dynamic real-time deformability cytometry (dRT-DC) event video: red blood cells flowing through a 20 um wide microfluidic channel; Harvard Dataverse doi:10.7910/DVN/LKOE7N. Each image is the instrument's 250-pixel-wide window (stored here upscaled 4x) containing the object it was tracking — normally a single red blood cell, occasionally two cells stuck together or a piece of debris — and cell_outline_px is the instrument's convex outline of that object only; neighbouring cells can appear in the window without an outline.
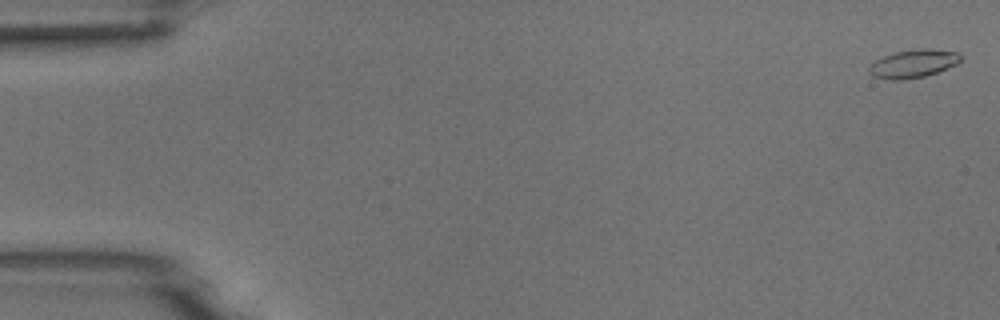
{"species": "common noctule bat (a hibernating species)", "species_latin": "Nyctalus noctula", "temperature_condition": "room temperature", "stored_images_in_passage": 5, "camera_frame_rate_fps": 3000, "um_per_image_px": 0.085, "animal": {"sex": "male", "body_mass_g": 18.8}, "frame": {"image": 1, "passage_image": 1, "time_ms": 0.0, "image_size_px": [1000, 320], "cell_outline_px": [[960, 60], [956, 64], [948, 68], [924, 76], [900, 80], [892, 80], [872, 76], [868, 72], [868, 68], [876, 60], [884, 56], [896, 52], [912, 48], [924, 48], [960, 52]], "centroid_in_image_um": [77.62, 5.4], "position_along_channel_um": 7.4, "area_um2": 14.97}}
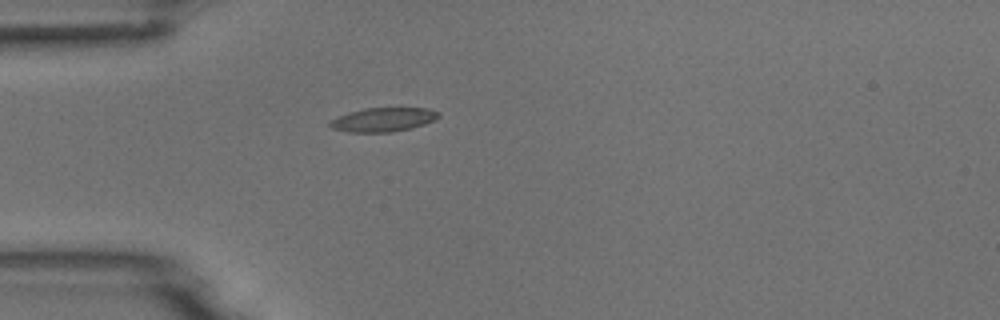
{"frame": {"image": 2, "passage_image": 5, "time_ms": 4.667, "image_size_px": [1000, 320], "cell_outline_px": [[440, 116], [436, 120], [424, 124], [392, 132], [348, 132], [332, 128], [328, 124], [328, 120], [336, 116], [348, 112], [364, 108], [428, 108], [440, 112]], "centroid_in_image_um": [32.54, 10.16], "position_along_channel_um": 52.5, "area_um2": 15.32}}